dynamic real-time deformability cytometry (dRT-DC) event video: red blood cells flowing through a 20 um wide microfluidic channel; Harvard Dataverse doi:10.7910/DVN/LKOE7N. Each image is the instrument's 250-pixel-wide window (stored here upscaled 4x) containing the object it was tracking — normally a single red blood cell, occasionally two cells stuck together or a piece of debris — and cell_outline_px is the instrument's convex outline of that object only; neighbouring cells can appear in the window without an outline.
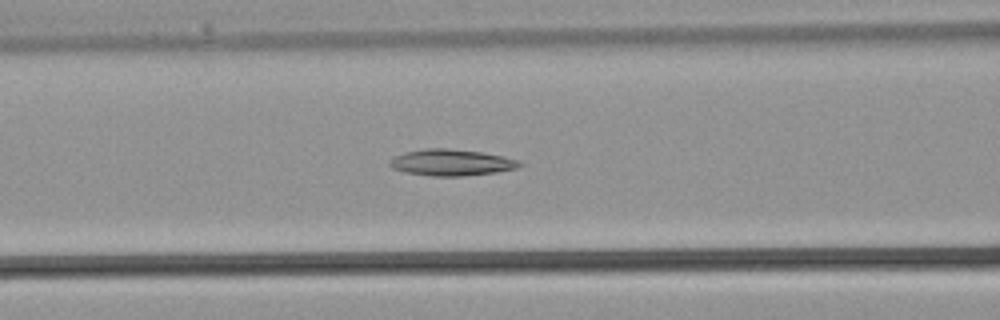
{"species": "common noctule bat (a hibernating species)", "species_latin": "Nyctalus noctula", "temperature_condition": "warm", "stored_images_in_passage": 21, "camera_frame_rate_fps": 3000, "um_per_image_px": 0.085, "animal": {"sex": "male", "body_mass_g": 21.5, "forearm_length_mm": 52.0}, "frame": {"image": 1, "passage_image": 4, "time_ms": 1.0, "image_size_px": [1000, 320], "cell_outline_px": [[524, 164], [516, 168], [496, 172], [460, 176], [432, 176], [404, 172], [392, 168], [388, 164], [388, 160], [404, 152], [424, 148], [448, 148], [480, 152], [504, 156], [516, 160]], "centroid_in_image_um": [38.32, 13.81], "position_along_channel_um": 128.3, "area_um2": 19.94}}
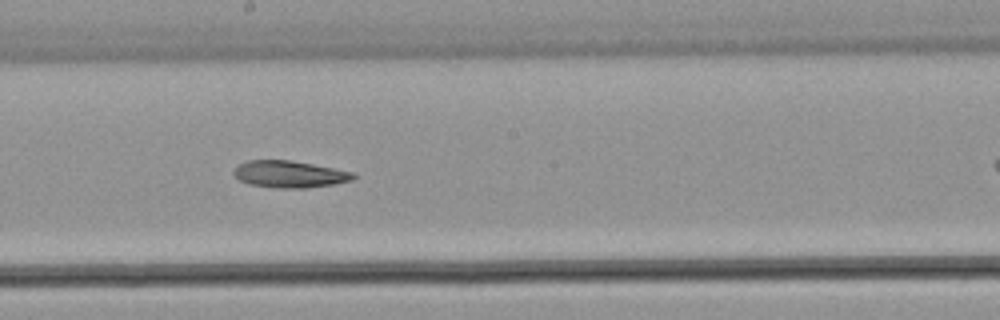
{"frame": {"image": 2, "passage_image": 9, "time_ms": 2.667, "image_size_px": [1000, 320], "cell_outline_px": [[356, 176], [352, 180], [332, 184], [308, 188], [276, 188], [248, 184], [240, 180], [232, 172], [240, 164], [248, 160], [288, 160], [312, 164], [352, 172]], "centroid_in_image_um": [24.59, 14.81], "position_along_channel_um": 223.6, "area_um2": 18.5}}
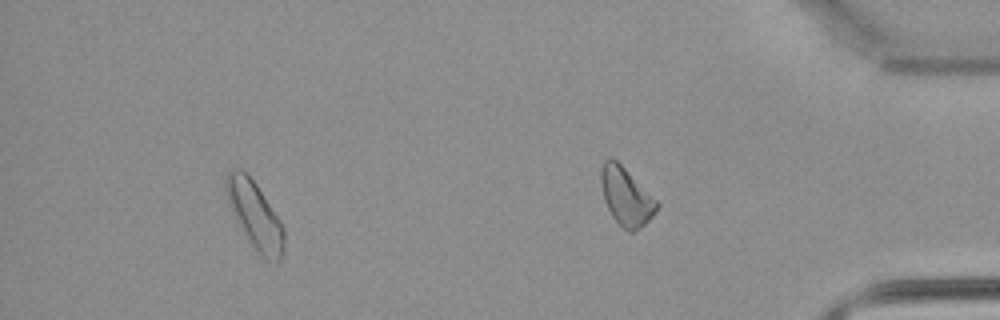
{"frame": {"image": 3, "passage_image": 18, "time_ms": 5.667, "image_size_px": [1000, 320], "cell_outline_px": [[284, 252], [280, 260], [264, 260], [260, 256], [248, 240], [236, 220], [228, 200], [224, 184], [224, 180], [228, 172], [232, 168], [240, 168], [256, 184], [280, 220], [284, 228]], "centroid_in_image_um": [21.67, 18.3], "position_along_channel_um": 413.5, "area_um2": 22.48}}